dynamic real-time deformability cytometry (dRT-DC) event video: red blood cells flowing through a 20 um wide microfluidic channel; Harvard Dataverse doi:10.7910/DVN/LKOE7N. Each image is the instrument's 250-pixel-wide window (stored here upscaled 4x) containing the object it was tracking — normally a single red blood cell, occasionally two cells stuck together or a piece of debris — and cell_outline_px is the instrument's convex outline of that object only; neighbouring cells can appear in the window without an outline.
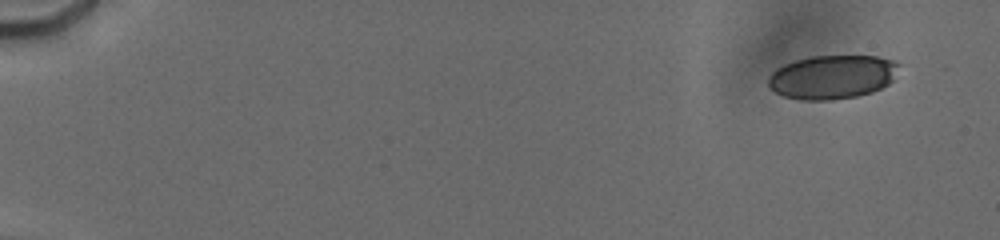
{"species": "human", "species_latin": "Homo sapiens", "temperature_condition": "cold", "stored_images_in_passage": 23, "camera_frame_rate_fps": 3000, "um_per_image_px": 0.085, "donor": {"sex": "male"}, "frame": {"image": 1, "passage_image": 5, "time_ms": 1.333, "image_size_px": [1000, 240], "cell_outline_px": [[900, 64], [892, 80], [888, 84], [872, 92], [856, 96], [832, 100], [800, 100], [784, 96], [776, 92], [768, 84], [768, 76], [776, 68], [784, 64], [796, 60], [812, 56], [876, 56], [896, 60]], "centroid_in_image_um": [70.75, 6.54], "position_along_channel_um": 14.3, "area_um2": 33.41}}
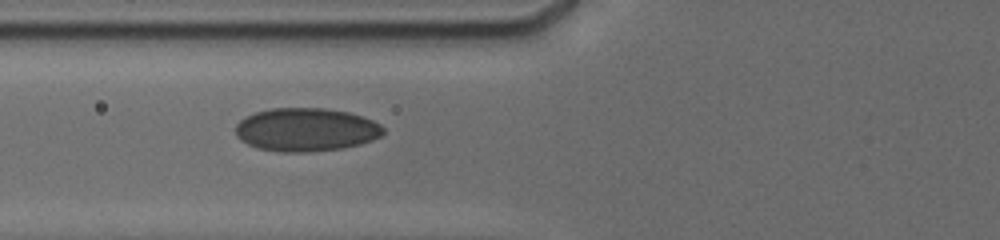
{"frame": {"image": 2, "passage_image": 22, "time_ms": 8.0, "image_size_px": [1000, 240], "cell_outline_px": [[384, 132], [380, 136], [372, 140], [360, 144], [344, 148], [304, 152], [280, 152], [256, 148], [240, 140], [236, 136], [236, 124], [240, 120], [256, 112], [272, 108], [324, 108], [348, 112], [372, 120], [380, 124], [384, 128]], "centroid_in_image_um": [26.0, 11.03], "position_along_channel_um": 99.8, "area_um2": 37.28}}
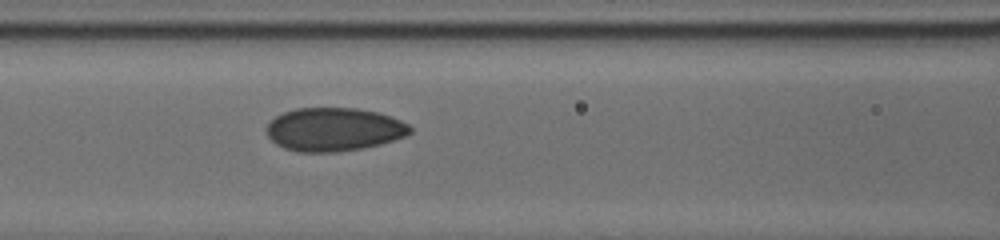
{"frame": {"image": 3, "passage_image": 23, "time_ms": 9.0, "image_size_px": [1000, 240], "cell_outline_px": [[412, 132], [408, 136], [380, 144], [364, 148], [336, 152], [296, 152], [284, 148], [276, 144], [268, 136], [268, 124], [276, 116], [284, 112], [296, 108], [356, 108], [376, 112], [400, 120], [408, 124], [412, 128]], "centroid_in_image_um": [28.4, 11.01], "position_along_channel_um": 138.2, "area_um2": 36.3}}